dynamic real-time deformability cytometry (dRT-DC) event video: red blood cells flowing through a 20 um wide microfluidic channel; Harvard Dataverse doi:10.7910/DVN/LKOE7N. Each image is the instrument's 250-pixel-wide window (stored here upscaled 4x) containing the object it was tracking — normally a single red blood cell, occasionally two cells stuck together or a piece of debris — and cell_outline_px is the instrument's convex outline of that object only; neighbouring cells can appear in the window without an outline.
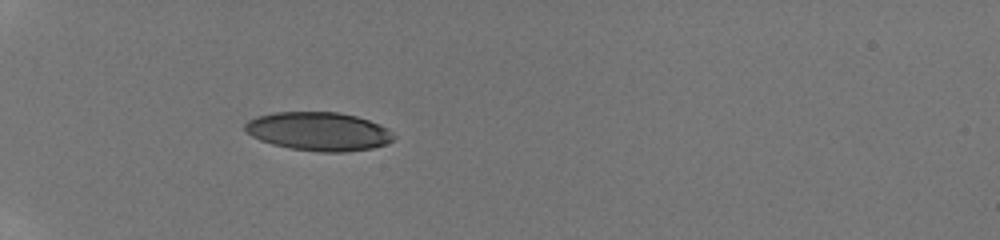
{"species": "human", "species_latin": "Homo sapiens", "temperature_condition": "room temperature", "stored_images_in_passage": 39, "camera_frame_rate_fps": 3000, "um_per_image_px": 0.085, "donor": {"sex": "male"}, "frame": {"image": 1, "passage_image": 1, "time_ms": 0.0, "image_size_px": [1000, 240], "cell_outline_px": [[396, 136], [392, 140], [384, 144], [372, 148], [344, 152], [320, 152], [292, 148], [272, 144], [260, 140], [252, 136], [244, 128], [244, 124], [248, 120], [256, 116], [272, 112], [336, 112], [356, 116], [380, 124], [388, 128]], "centroid_in_image_um": [27.08, 11.16], "position_along_channel_um": 57.9, "area_um2": 33.41}}
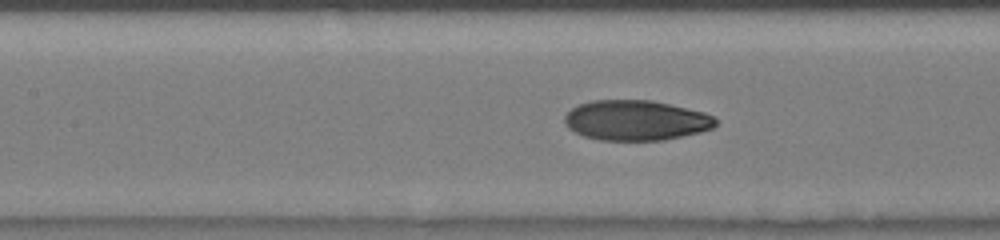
{"frame": {"image": 2, "passage_image": 26, "time_ms": 3.0, "image_size_px": [1000, 240], "cell_outline_px": [[716, 124], [712, 128], [700, 132], [664, 140], [600, 140], [584, 136], [568, 128], [564, 124], [564, 116], [572, 108], [580, 104], [592, 100], [652, 100], [704, 112], [712, 116], [716, 120]], "centroid_in_image_um": [54.03, 10.23], "position_along_channel_um": 153.4, "area_um2": 35.26}}
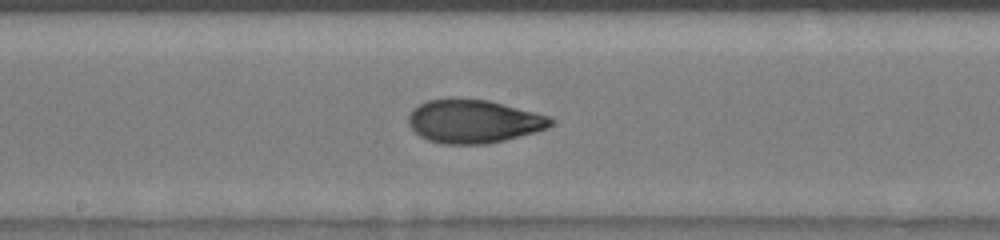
{"frame": {"image": 3, "passage_image": 38, "time_ms": 4.333, "image_size_px": [1000, 240], "cell_outline_px": [[552, 124], [548, 128], [536, 132], [488, 144], [444, 144], [428, 140], [420, 136], [408, 124], [408, 116], [412, 108], [428, 100], [488, 100], [548, 116], [552, 120]], "centroid_in_image_um": [40.24, 10.34], "position_along_channel_um": 208.0, "area_um2": 35.37}}